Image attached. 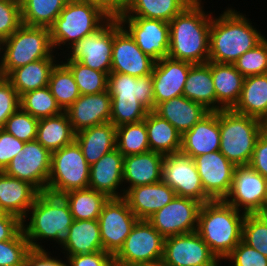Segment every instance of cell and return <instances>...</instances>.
<instances>
[{
  "mask_svg": "<svg viewBox=\"0 0 267 266\" xmlns=\"http://www.w3.org/2000/svg\"><path fill=\"white\" fill-rule=\"evenodd\" d=\"M201 2L193 0L169 22L168 57L191 64L208 62L212 16Z\"/></svg>",
  "mask_w": 267,
  "mask_h": 266,
  "instance_id": "cell-1",
  "label": "cell"
},
{
  "mask_svg": "<svg viewBox=\"0 0 267 266\" xmlns=\"http://www.w3.org/2000/svg\"><path fill=\"white\" fill-rule=\"evenodd\" d=\"M264 38L247 17L227 8L218 18L212 16L208 61L233 64Z\"/></svg>",
  "mask_w": 267,
  "mask_h": 266,
  "instance_id": "cell-2",
  "label": "cell"
},
{
  "mask_svg": "<svg viewBox=\"0 0 267 266\" xmlns=\"http://www.w3.org/2000/svg\"><path fill=\"white\" fill-rule=\"evenodd\" d=\"M108 91L111 96L110 122L115 127L143 121L155 110L153 75L134 77L110 72Z\"/></svg>",
  "mask_w": 267,
  "mask_h": 266,
  "instance_id": "cell-3",
  "label": "cell"
},
{
  "mask_svg": "<svg viewBox=\"0 0 267 266\" xmlns=\"http://www.w3.org/2000/svg\"><path fill=\"white\" fill-rule=\"evenodd\" d=\"M245 216L224 200L201 205L197 232L219 260L225 259L242 241Z\"/></svg>",
  "mask_w": 267,
  "mask_h": 266,
  "instance_id": "cell-4",
  "label": "cell"
},
{
  "mask_svg": "<svg viewBox=\"0 0 267 266\" xmlns=\"http://www.w3.org/2000/svg\"><path fill=\"white\" fill-rule=\"evenodd\" d=\"M29 213L30 222L25 224L23 221L22 228L31 249H43L37 242L39 239H53L61 248L66 244L74 219L62 195L39 192Z\"/></svg>",
  "mask_w": 267,
  "mask_h": 266,
  "instance_id": "cell-5",
  "label": "cell"
},
{
  "mask_svg": "<svg viewBox=\"0 0 267 266\" xmlns=\"http://www.w3.org/2000/svg\"><path fill=\"white\" fill-rule=\"evenodd\" d=\"M1 52V77L30 62L54 58L50 28L22 24L10 37L0 42Z\"/></svg>",
  "mask_w": 267,
  "mask_h": 266,
  "instance_id": "cell-6",
  "label": "cell"
},
{
  "mask_svg": "<svg viewBox=\"0 0 267 266\" xmlns=\"http://www.w3.org/2000/svg\"><path fill=\"white\" fill-rule=\"evenodd\" d=\"M220 152L235 166L249 165L261 134L258 118L230 110L218 111Z\"/></svg>",
  "mask_w": 267,
  "mask_h": 266,
  "instance_id": "cell-7",
  "label": "cell"
},
{
  "mask_svg": "<svg viewBox=\"0 0 267 266\" xmlns=\"http://www.w3.org/2000/svg\"><path fill=\"white\" fill-rule=\"evenodd\" d=\"M109 17L98 7L69 0L50 27L51 43L57 46L74 45L77 41L98 30Z\"/></svg>",
  "mask_w": 267,
  "mask_h": 266,
  "instance_id": "cell-8",
  "label": "cell"
},
{
  "mask_svg": "<svg viewBox=\"0 0 267 266\" xmlns=\"http://www.w3.org/2000/svg\"><path fill=\"white\" fill-rule=\"evenodd\" d=\"M90 165L76 141L51 153V171L46 192L64 193L85 189L89 185Z\"/></svg>",
  "mask_w": 267,
  "mask_h": 266,
  "instance_id": "cell-9",
  "label": "cell"
},
{
  "mask_svg": "<svg viewBox=\"0 0 267 266\" xmlns=\"http://www.w3.org/2000/svg\"><path fill=\"white\" fill-rule=\"evenodd\" d=\"M139 219L121 198H109L98 217L103 250L115 256Z\"/></svg>",
  "mask_w": 267,
  "mask_h": 266,
  "instance_id": "cell-10",
  "label": "cell"
},
{
  "mask_svg": "<svg viewBox=\"0 0 267 266\" xmlns=\"http://www.w3.org/2000/svg\"><path fill=\"white\" fill-rule=\"evenodd\" d=\"M165 238L147 221L138 220L123 247L114 256L115 266L162 259Z\"/></svg>",
  "mask_w": 267,
  "mask_h": 266,
  "instance_id": "cell-11",
  "label": "cell"
},
{
  "mask_svg": "<svg viewBox=\"0 0 267 266\" xmlns=\"http://www.w3.org/2000/svg\"><path fill=\"white\" fill-rule=\"evenodd\" d=\"M50 171L51 153L37 140H33L25 142L22 151L12 158L3 172L29 182L39 192H45Z\"/></svg>",
  "mask_w": 267,
  "mask_h": 266,
  "instance_id": "cell-12",
  "label": "cell"
},
{
  "mask_svg": "<svg viewBox=\"0 0 267 266\" xmlns=\"http://www.w3.org/2000/svg\"><path fill=\"white\" fill-rule=\"evenodd\" d=\"M162 181L178 197L193 198L202 204L212 201L204 192L194 159L182 152L164 155Z\"/></svg>",
  "mask_w": 267,
  "mask_h": 266,
  "instance_id": "cell-13",
  "label": "cell"
},
{
  "mask_svg": "<svg viewBox=\"0 0 267 266\" xmlns=\"http://www.w3.org/2000/svg\"><path fill=\"white\" fill-rule=\"evenodd\" d=\"M118 18H109L98 30L77 41L70 47V57L83 65L104 73L111 72L113 26Z\"/></svg>",
  "mask_w": 267,
  "mask_h": 266,
  "instance_id": "cell-14",
  "label": "cell"
},
{
  "mask_svg": "<svg viewBox=\"0 0 267 266\" xmlns=\"http://www.w3.org/2000/svg\"><path fill=\"white\" fill-rule=\"evenodd\" d=\"M202 203L189 197L176 196L147 221L164 237L197 231Z\"/></svg>",
  "mask_w": 267,
  "mask_h": 266,
  "instance_id": "cell-15",
  "label": "cell"
},
{
  "mask_svg": "<svg viewBox=\"0 0 267 266\" xmlns=\"http://www.w3.org/2000/svg\"><path fill=\"white\" fill-rule=\"evenodd\" d=\"M162 260L168 266H220L197 231L166 237Z\"/></svg>",
  "mask_w": 267,
  "mask_h": 266,
  "instance_id": "cell-16",
  "label": "cell"
},
{
  "mask_svg": "<svg viewBox=\"0 0 267 266\" xmlns=\"http://www.w3.org/2000/svg\"><path fill=\"white\" fill-rule=\"evenodd\" d=\"M155 60L146 55L118 21L113 26L111 72L141 77L153 72Z\"/></svg>",
  "mask_w": 267,
  "mask_h": 266,
  "instance_id": "cell-17",
  "label": "cell"
},
{
  "mask_svg": "<svg viewBox=\"0 0 267 266\" xmlns=\"http://www.w3.org/2000/svg\"><path fill=\"white\" fill-rule=\"evenodd\" d=\"M267 179L250 165L236 166L230 193L224 201L246 214H254L265 202ZM243 208V209H242Z\"/></svg>",
  "mask_w": 267,
  "mask_h": 266,
  "instance_id": "cell-18",
  "label": "cell"
},
{
  "mask_svg": "<svg viewBox=\"0 0 267 266\" xmlns=\"http://www.w3.org/2000/svg\"><path fill=\"white\" fill-rule=\"evenodd\" d=\"M118 20L146 55L155 61L168 57V22L144 17H118Z\"/></svg>",
  "mask_w": 267,
  "mask_h": 266,
  "instance_id": "cell-19",
  "label": "cell"
},
{
  "mask_svg": "<svg viewBox=\"0 0 267 266\" xmlns=\"http://www.w3.org/2000/svg\"><path fill=\"white\" fill-rule=\"evenodd\" d=\"M205 194L212 200H224L230 193L236 166L220 151L194 158Z\"/></svg>",
  "mask_w": 267,
  "mask_h": 266,
  "instance_id": "cell-20",
  "label": "cell"
},
{
  "mask_svg": "<svg viewBox=\"0 0 267 266\" xmlns=\"http://www.w3.org/2000/svg\"><path fill=\"white\" fill-rule=\"evenodd\" d=\"M192 65L170 57L155 62L152 72L155 107L166 100L183 96L187 75Z\"/></svg>",
  "mask_w": 267,
  "mask_h": 266,
  "instance_id": "cell-21",
  "label": "cell"
},
{
  "mask_svg": "<svg viewBox=\"0 0 267 266\" xmlns=\"http://www.w3.org/2000/svg\"><path fill=\"white\" fill-rule=\"evenodd\" d=\"M75 133L110 122L111 96L108 90L80 97L65 110Z\"/></svg>",
  "mask_w": 267,
  "mask_h": 266,
  "instance_id": "cell-22",
  "label": "cell"
},
{
  "mask_svg": "<svg viewBox=\"0 0 267 266\" xmlns=\"http://www.w3.org/2000/svg\"><path fill=\"white\" fill-rule=\"evenodd\" d=\"M220 150L218 111H210L181 137L180 152L191 158Z\"/></svg>",
  "mask_w": 267,
  "mask_h": 266,
  "instance_id": "cell-23",
  "label": "cell"
},
{
  "mask_svg": "<svg viewBox=\"0 0 267 266\" xmlns=\"http://www.w3.org/2000/svg\"><path fill=\"white\" fill-rule=\"evenodd\" d=\"M176 196V192L169 185L160 181L129 188L123 198L139 220H147Z\"/></svg>",
  "mask_w": 267,
  "mask_h": 266,
  "instance_id": "cell-24",
  "label": "cell"
},
{
  "mask_svg": "<svg viewBox=\"0 0 267 266\" xmlns=\"http://www.w3.org/2000/svg\"><path fill=\"white\" fill-rule=\"evenodd\" d=\"M123 159L124 156L117 148L104 154L90 166L88 187L109 198L123 197V193L118 194L117 191L123 185Z\"/></svg>",
  "mask_w": 267,
  "mask_h": 266,
  "instance_id": "cell-25",
  "label": "cell"
},
{
  "mask_svg": "<svg viewBox=\"0 0 267 266\" xmlns=\"http://www.w3.org/2000/svg\"><path fill=\"white\" fill-rule=\"evenodd\" d=\"M163 160V154L153 151L124 156L123 182L129 186L122 190L123 196L129 188L162 181Z\"/></svg>",
  "mask_w": 267,
  "mask_h": 266,
  "instance_id": "cell-26",
  "label": "cell"
},
{
  "mask_svg": "<svg viewBox=\"0 0 267 266\" xmlns=\"http://www.w3.org/2000/svg\"><path fill=\"white\" fill-rule=\"evenodd\" d=\"M38 194L39 191L29 182L0 171V204L6 213L26 222L25 218Z\"/></svg>",
  "mask_w": 267,
  "mask_h": 266,
  "instance_id": "cell-27",
  "label": "cell"
},
{
  "mask_svg": "<svg viewBox=\"0 0 267 266\" xmlns=\"http://www.w3.org/2000/svg\"><path fill=\"white\" fill-rule=\"evenodd\" d=\"M211 74L216 92V111L230 110L237 104L244 76L233 64L211 62Z\"/></svg>",
  "mask_w": 267,
  "mask_h": 266,
  "instance_id": "cell-28",
  "label": "cell"
},
{
  "mask_svg": "<svg viewBox=\"0 0 267 266\" xmlns=\"http://www.w3.org/2000/svg\"><path fill=\"white\" fill-rule=\"evenodd\" d=\"M154 112L169 121L181 134L190 130L210 111L185 96H177L159 103Z\"/></svg>",
  "mask_w": 267,
  "mask_h": 266,
  "instance_id": "cell-29",
  "label": "cell"
},
{
  "mask_svg": "<svg viewBox=\"0 0 267 266\" xmlns=\"http://www.w3.org/2000/svg\"><path fill=\"white\" fill-rule=\"evenodd\" d=\"M75 141L91 166L116 148V127L111 122L92 126L76 133Z\"/></svg>",
  "mask_w": 267,
  "mask_h": 266,
  "instance_id": "cell-30",
  "label": "cell"
},
{
  "mask_svg": "<svg viewBox=\"0 0 267 266\" xmlns=\"http://www.w3.org/2000/svg\"><path fill=\"white\" fill-rule=\"evenodd\" d=\"M183 96L202 104L209 111H216V92L211 74V61L193 64L190 67Z\"/></svg>",
  "mask_w": 267,
  "mask_h": 266,
  "instance_id": "cell-31",
  "label": "cell"
},
{
  "mask_svg": "<svg viewBox=\"0 0 267 266\" xmlns=\"http://www.w3.org/2000/svg\"><path fill=\"white\" fill-rule=\"evenodd\" d=\"M55 58L39 59L12 70L5 78L12 84L18 95L48 86Z\"/></svg>",
  "mask_w": 267,
  "mask_h": 266,
  "instance_id": "cell-32",
  "label": "cell"
},
{
  "mask_svg": "<svg viewBox=\"0 0 267 266\" xmlns=\"http://www.w3.org/2000/svg\"><path fill=\"white\" fill-rule=\"evenodd\" d=\"M144 122L150 151L163 155L180 152L182 134L169 121L149 111Z\"/></svg>",
  "mask_w": 267,
  "mask_h": 266,
  "instance_id": "cell-33",
  "label": "cell"
},
{
  "mask_svg": "<svg viewBox=\"0 0 267 266\" xmlns=\"http://www.w3.org/2000/svg\"><path fill=\"white\" fill-rule=\"evenodd\" d=\"M193 0H129L119 17H144L170 22Z\"/></svg>",
  "mask_w": 267,
  "mask_h": 266,
  "instance_id": "cell-34",
  "label": "cell"
},
{
  "mask_svg": "<svg viewBox=\"0 0 267 266\" xmlns=\"http://www.w3.org/2000/svg\"><path fill=\"white\" fill-rule=\"evenodd\" d=\"M234 112L261 119L267 113V73L244 78Z\"/></svg>",
  "mask_w": 267,
  "mask_h": 266,
  "instance_id": "cell-35",
  "label": "cell"
},
{
  "mask_svg": "<svg viewBox=\"0 0 267 266\" xmlns=\"http://www.w3.org/2000/svg\"><path fill=\"white\" fill-rule=\"evenodd\" d=\"M70 236L62 247L69 256L104 251L100 237V227L96 220H73L69 228ZM66 251V252H65Z\"/></svg>",
  "mask_w": 267,
  "mask_h": 266,
  "instance_id": "cell-36",
  "label": "cell"
},
{
  "mask_svg": "<svg viewBox=\"0 0 267 266\" xmlns=\"http://www.w3.org/2000/svg\"><path fill=\"white\" fill-rule=\"evenodd\" d=\"M76 133L64 111L59 115L38 120L36 140L50 153L75 141Z\"/></svg>",
  "mask_w": 267,
  "mask_h": 266,
  "instance_id": "cell-37",
  "label": "cell"
},
{
  "mask_svg": "<svg viewBox=\"0 0 267 266\" xmlns=\"http://www.w3.org/2000/svg\"><path fill=\"white\" fill-rule=\"evenodd\" d=\"M69 205L74 220L98 219L109 197L91 188L71 190L62 195Z\"/></svg>",
  "mask_w": 267,
  "mask_h": 266,
  "instance_id": "cell-38",
  "label": "cell"
},
{
  "mask_svg": "<svg viewBox=\"0 0 267 266\" xmlns=\"http://www.w3.org/2000/svg\"><path fill=\"white\" fill-rule=\"evenodd\" d=\"M69 0H20L22 24L50 28Z\"/></svg>",
  "mask_w": 267,
  "mask_h": 266,
  "instance_id": "cell-39",
  "label": "cell"
},
{
  "mask_svg": "<svg viewBox=\"0 0 267 266\" xmlns=\"http://www.w3.org/2000/svg\"><path fill=\"white\" fill-rule=\"evenodd\" d=\"M52 69L48 87L60 108L65 111L79 97L80 92L70 69L62 62Z\"/></svg>",
  "mask_w": 267,
  "mask_h": 266,
  "instance_id": "cell-40",
  "label": "cell"
},
{
  "mask_svg": "<svg viewBox=\"0 0 267 266\" xmlns=\"http://www.w3.org/2000/svg\"><path fill=\"white\" fill-rule=\"evenodd\" d=\"M116 148L123 156L150 151L144 120L116 127Z\"/></svg>",
  "mask_w": 267,
  "mask_h": 266,
  "instance_id": "cell-41",
  "label": "cell"
},
{
  "mask_svg": "<svg viewBox=\"0 0 267 266\" xmlns=\"http://www.w3.org/2000/svg\"><path fill=\"white\" fill-rule=\"evenodd\" d=\"M20 107L38 120L64 112L57 104L48 86L22 94Z\"/></svg>",
  "mask_w": 267,
  "mask_h": 266,
  "instance_id": "cell-42",
  "label": "cell"
},
{
  "mask_svg": "<svg viewBox=\"0 0 267 266\" xmlns=\"http://www.w3.org/2000/svg\"><path fill=\"white\" fill-rule=\"evenodd\" d=\"M63 62L72 72L81 95L97 94L108 90V74L91 69L82 63L66 59Z\"/></svg>",
  "mask_w": 267,
  "mask_h": 266,
  "instance_id": "cell-43",
  "label": "cell"
},
{
  "mask_svg": "<svg viewBox=\"0 0 267 266\" xmlns=\"http://www.w3.org/2000/svg\"><path fill=\"white\" fill-rule=\"evenodd\" d=\"M233 65L244 76L267 73V39L241 55Z\"/></svg>",
  "mask_w": 267,
  "mask_h": 266,
  "instance_id": "cell-44",
  "label": "cell"
},
{
  "mask_svg": "<svg viewBox=\"0 0 267 266\" xmlns=\"http://www.w3.org/2000/svg\"><path fill=\"white\" fill-rule=\"evenodd\" d=\"M3 129L23 142L36 140L38 119L19 107L7 120Z\"/></svg>",
  "mask_w": 267,
  "mask_h": 266,
  "instance_id": "cell-45",
  "label": "cell"
},
{
  "mask_svg": "<svg viewBox=\"0 0 267 266\" xmlns=\"http://www.w3.org/2000/svg\"><path fill=\"white\" fill-rule=\"evenodd\" d=\"M30 250L23 230L11 240L0 241V266H24Z\"/></svg>",
  "mask_w": 267,
  "mask_h": 266,
  "instance_id": "cell-46",
  "label": "cell"
},
{
  "mask_svg": "<svg viewBox=\"0 0 267 266\" xmlns=\"http://www.w3.org/2000/svg\"><path fill=\"white\" fill-rule=\"evenodd\" d=\"M242 241L267 256V226L255 214L244 218Z\"/></svg>",
  "mask_w": 267,
  "mask_h": 266,
  "instance_id": "cell-47",
  "label": "cell"
},
{
  "mask_svg": "<svg viewBox=\"0 0 267 266\" xmlns=\"http://www.w3.org/2000/svg\"><path fill=\"white\" fill-rule=\"evenodd\" d=\"M22 25L20 0H0V42Z\"/></svg>",
  "mask_w": 267,
  "mask_h": 266,
  "instance_id": "cell-48",
  "label": "cell"
},
{
  "mask_svg": "<svg viewBox=\"0 0 267 266\" xmlns=\"http://www.w3.org/2000/svg\"><path fill=\"white\" fill-rule=\"evenodd\" d=\"M20 107V96L12 84L0 76V129L6 120Z\"/></svg>",
  "mask_w": 267,
  "mask_h": 266,
  "instance_id": "cell-49",
  "label": "cell"
},
{
  "mask_svg": "<svg viewBox=\"0 0 267 266\" xmlns=\"http://www.w3.org/2000/svg\"><path fill=\"white\" fill-rule=\"evenodd\" d=\"M234 266H267V256L241 241L225 258Z\"/></svg>",
  "mask_w": 267,
  "mask_h": 266,
  "instance_id": "cell-50",
  "label": "cell"
},
{
  "mask_svg": "<svg viewBox=\"0 0 267 266\" xmlns=\"http://www.w3.org/2000/svg\"><path fill=\"white\" fill-rule=\"evenodd\" d=\"M25 142L0 129V171H4L12 158L22 151Z\"/></svg>",
  "mask_w": 267,
  "mask_h": 266,
  "instance_id": "cell-51",
  "label": "cell"
},
{
  "mask_svg": "<svg viewBox=\"0 0 267 266\" xmlns=\"http://www.w3.org/2000/svg\"><path fill=\"white\" fill-rule=\"evenodd\" d=\"M67 260L69 266H115L114 256L105 251L69 256Z\"/></svg>",
  "mask_w": 267,
  "mask_h": 266,
  "instance_id": "cell-52",
  "label": "cell"
},
{
  "mask_svg": "<svg viewBox=\"0 0 267 266\" xmlns=\"http://www.w3.org/2000/svg\"><path fill=\"white\" fill-rule=\"evenodd\" d=\"M249 165L267 179V136L260 134Z\"/></svg>",
  "mask_w": 267,
  "mask_h": 266,
  "instance_id": "cell-53",
  "label": "cell"
},
{
  "mask_svg": "<svg viewBox=\"0 0 267 266\" xmlns=\"http://www.w3.org/2000/svg\"><path fill=\"white\" fill-rule=\"evenodd\" d=\"M24 266H69L63 260L51 257L45 248L44 249H31L25 259Z\"/></svg>",
  "mask_w": 267,
  "mask_h": 266,
  "instance_id": "cell-54",
  "label": "cell"
},
{
  "mask_svg": "<svg viewBox=\"0 0 267 266\" xmlns=\"http://www.w3.org/2000/svg\"><path fill=\"white\" fill-rule=\"evenodd\" d=\"M23 221L12 214L0 216V241L11 240L15 238L22 230Z\"/></svg>",
  "mask_w": 267,
  "mask_h": 266,
  "instance_id": "cell-55",
  "label": "cell"
},
{
  "mask_svg": "<svg viewBox=\"0 0 267 266\" xmlns=\"http://www.w3.org/2000/svg\"><path fill=\"white\" fill-rule=\"evenodd\" d=\"M98 7L109 18H118L122 8L114 0H76Z\"/></svg>",
  "mask_w": 267,
  "mask_h": 266,
  "instance_id": "cell-56",
  "label": "cell"
},
{
  "mask_svg": "<svg viewBox=\"0 0 267 266\" xmlns=\"http://www.w3.org/2000/svg\"><path fill=\"white\" fill-rule=\"evenodd\" d=\"M125 266H168L162 259L150 261V262H143V263H134Z\"/></svg>",
  "mask_w": 267,
  "mask_h": 266,
  "instance_id": "cell-57",
  "label": "cell"
},
{
  "mask_svg": "<svg viewBox=\"0 0 267 266\" xmlns=\"http://www.w3.org/2000/svg\"><path fill=\"white\" fill-rule=\"evenodd\" d=\"M254 214L267 226V205H263Z\"/></svg>",
  "mask_w": 267,
  "mask_h": 266,
  "instance_id": "cell-58",
  "label": "cell"
},
{
  "mask_svg": "<svg viewBox=\"0 0 267 266\" xmlns=\"http://www.w3.org/2000/svg\"><path fill=\"white\" fill-rule=\"evenodd\" d=\"M261 133L267 136V113L260 119Z\"/></svg>",
  "mask_w": 267,
  "mask_h": 266,
  "instance_id": "cell-59",
  "label": "cell"
},
{
  "mask_svg": "<svg viewBox=\"0 0 267 266\" xmlns=\"http://www.w3.org/2000/svg\"><path fill=\"white\" fill-rule=\"evenodd\" d=\"M122 9L129 2V0H114Z\"/></svg>",
  "mask_w": 267,
  "mask_h": 266,
  "instance_id": "cell-60",
  "label": "cell"
},
{
  "mask_svg": "<svg viewBox=\"0 0 267 266\" xmlns=\"http://www.w3.org/2000/svg\"><path fill=\"white\" fill-rule=\"evenodd\" d=\"M5 214H7V213L4 211V209L2 208V206L0 204V216L5 215Z\"/></svg>",
  "mask_w": 267,
  "mask_h": 266,
  "instance_id": "cell-61",
  "label": "cell"
},
{
  "mask_svg": "<svg viewBox=\"0 0 267 266\" xmlns=\"http://www.w3.org/2000/svg\"><path fill=\"white\" fill-rule=\"evenodd\" d=\"M264 205H267V191H266V197H265Z\"/></svg>",
  "mask_w": 267,
  "mask_h": 266,
  "instance_id": "cell-62",
  "label": "cell"
}]
</instances>
